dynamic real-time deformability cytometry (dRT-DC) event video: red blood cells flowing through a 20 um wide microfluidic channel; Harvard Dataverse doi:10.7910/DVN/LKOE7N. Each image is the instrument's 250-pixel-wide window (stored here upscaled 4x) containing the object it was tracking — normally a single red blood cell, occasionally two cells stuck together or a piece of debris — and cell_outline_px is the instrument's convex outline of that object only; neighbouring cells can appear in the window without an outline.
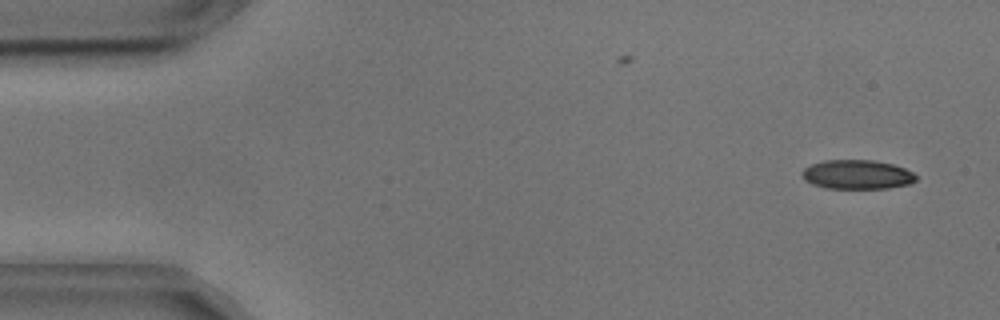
{"species": "common noctule bat (a hibernating species)", "species_latin": "Nyctalus noctula", "temperature_condition": "cold", "stored_images_in_passage": 52, "camera_frame_rate_fps": 3000, "um_per_image_px": 0.085, "animal": {"sex": "male", "body_mass_g": 17.9, "forearm_length_mm": 54.2}, "frame": {"image": 1, "passage_image": 2, "time_ms": 0.333, "image_size_px": [1000, 320], "cell_outline_px": [[916, 180], [912, 184], [888, 188], [828, 188], [812, 184], [804, 180], [804, 168], [812, 164], [824, 160], [872, 160], [892, 164], [904, 168], [912, 172], [916, 176]], "centroid_in_image_um": [72.89, 14.84], "position_along_channel_um": 12.1, "area_um2": 19.25}}
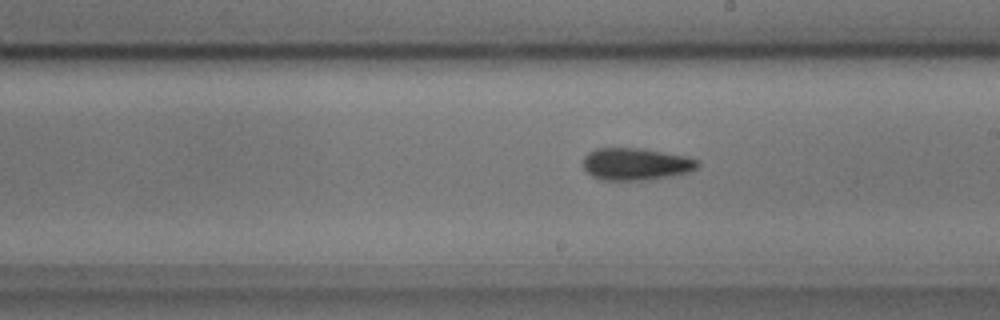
{"frame": {"image": 2, "passage_image": 29, "time_ms": 9.333, "image_size_px": [1000, 320], "cell_outline_px": [[700, 164], [692, 172], [672, 176], [640, 180], [600, 180], [592, 176], [584, 168], [584, 156], [588, 152], [596, 148], [640, 148], [688, 156], [700, 160]], "centroid_in_image_um": [54.09, 13.94], "position_along_channel_um": 234.9, "area_um2": 21.68}}
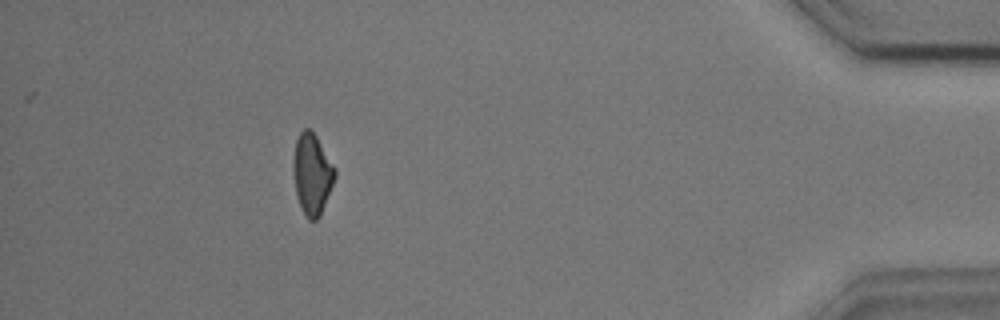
{"frame": {"image": 3, "passage_image": 48, "time_ms": 15.667, "image_size_px": [1000, 320], "cell_outline_px": [[336, 176], [320, 216], [316, 220], [308, 220], [300, 208], [296, 196], [292, 168], [292, 160], [296, 140], [300, 132], [304, 128], [308, 128], [316, 136], [336, 168]], "centroid_in_image_um": [26.51, 14.81], "position_along_channel_um": 408.7, "area_um2": 19.83}, "authors_computed_cell_mechanics": {"area_um2": 20.4034, "velocity_mm_per_s": 3.6398, "shape_relaxation_time_tau1_ms": 11.3995, "shape_relaxation_time_tau2_ms": 5.2942, "deformation_change_tau1": 0.188, "deformation_change_tau2": 0.1102}}